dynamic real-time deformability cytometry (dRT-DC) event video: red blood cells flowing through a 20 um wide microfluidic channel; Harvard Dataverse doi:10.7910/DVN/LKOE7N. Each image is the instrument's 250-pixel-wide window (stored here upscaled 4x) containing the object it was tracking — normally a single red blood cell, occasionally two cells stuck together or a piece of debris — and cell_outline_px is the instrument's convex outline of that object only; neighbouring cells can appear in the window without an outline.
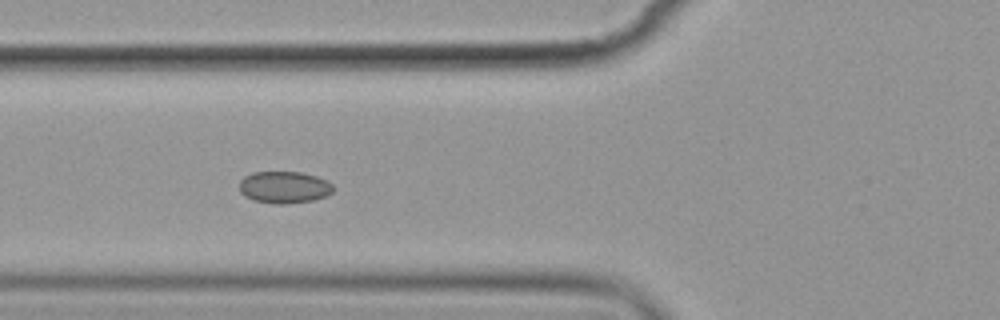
{"species": "common noctule bat (a hibernating species)", "species_latin": "Nyctalus noctula", "temperature_condition": "cold", "stored_images_in_passage": 14, "camera_frame_rate_fps": 3000, "um_per_image_px": 0.085, "animal": {"sex": "female", "body_mass_g": 19.9}, "frame": {"image": 1, "passage_image": 6, "time_ms": 6.667, "image_size_px": [1000, 320], "cell_outline_px": [[332, 192], [324, 196], [312, 200], [288, 204], [272, 204], [252, 200], [244, 196], [240, 192], [240, 180], [244, 176], [252, 172], [300, 172], [316, 176], [332, 184]], "centroid_in_image_um": [24.1, 15.92], "position_along_channel_um": 101.7, "area_um2": 17.46}}
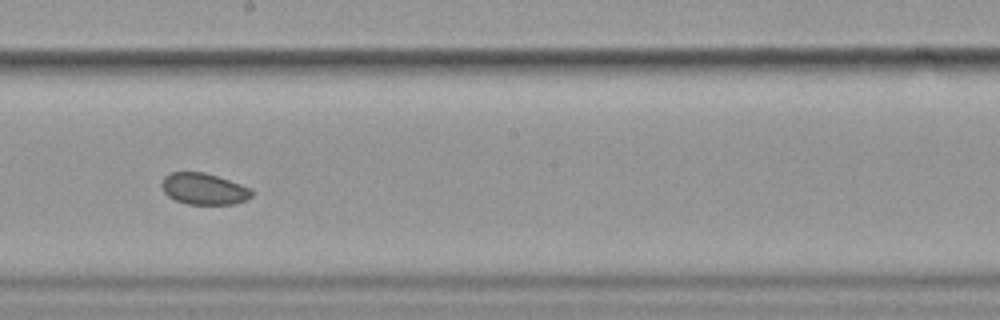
{"frame": {"image": 2, "passage_image": 9, "time_ms": 10.333, "image_size_px": [1000, 320], "cell_outline_px": [[252, 196], [244, 200], [232, 204], [188, 204], [176, 200], [168, 196], [164, 192], [160, 184], [164, 176], [172, 172], [204, 172], [240, 184], [248, 188], [252, 192]], "centroid_in_image_um": [17.27, 16.05], "position_along_channel_um": 230.9, "area_um2": 16.24}}
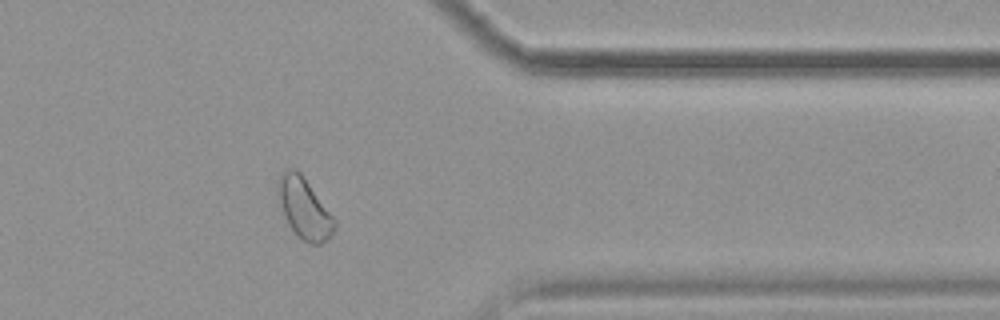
{"frame": {"image": 3, "passage_image": 13, "time_ms": 15.0, "image_size_px": [1000, 320], "cell_outline_px": [[336, 228], [328, 240], [320, 244], [308, 244], [300, 240], [288, 224], [284, 216], [276, 192], [276, 180], [288, 168], [292, 168], [300, 172], [336, 220]], "centroid_in_image_um": [25.85, 17.74], "position_along_channel_um": 385.6, "area_um2": 20.17}}